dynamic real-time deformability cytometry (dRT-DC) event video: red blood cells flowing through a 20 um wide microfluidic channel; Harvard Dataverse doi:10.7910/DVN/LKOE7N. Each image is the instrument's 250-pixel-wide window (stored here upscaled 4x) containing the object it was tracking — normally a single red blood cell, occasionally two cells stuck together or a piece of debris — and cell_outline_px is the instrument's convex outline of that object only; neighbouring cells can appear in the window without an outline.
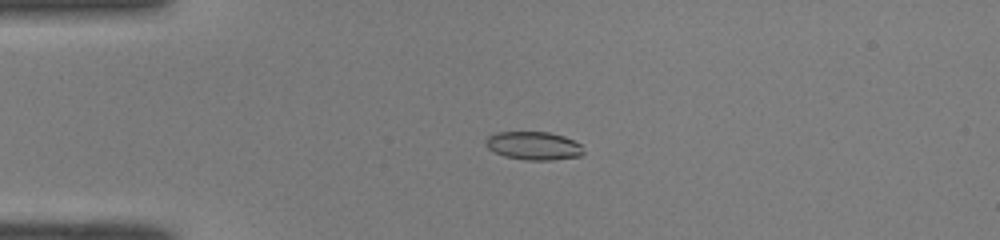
{"species": "common noctule bat (a hibernating species)", "species_latin": "Nyctalus noctula", "temperature_condition": "room temperature", "stored_images_in_passage": 48, "camera_frame_rate_fps": 3000, "um_per_image_px": 0.085, "animal": {"sex": "male", "body_mass_g": 19.0, "forearm_length_mm": 50.8}, "frame": {"image": 1, "passage_image": 10, "time_ms": 3.0, "image_size_px": [1000, 240], "cell_outline_px": [[584, 152], [580, 156], [552, 160], [524, 160], [504, 156], [488, 148], [484, 144], [484, 140], [488, 136], [496, 132], [548, 132], [564, 136], [580, 144]], "centroid_in_image_um": [45.33, 12.39], "position_along_channel_um": 39.7, "area_um2": 16.13}}
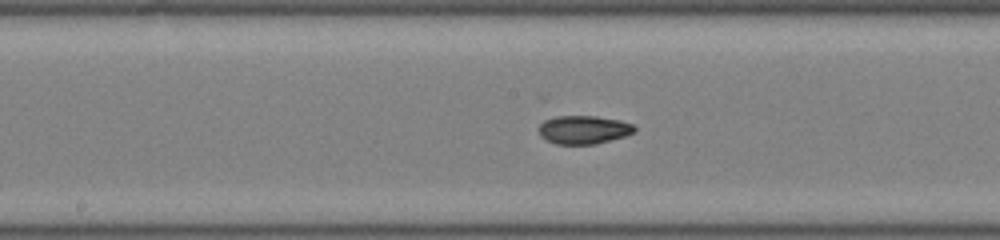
{"frame": {"image": 2, "passage_image": 24, "time_ms": 7.667, "image_size_px": [1000, 240], "cell_outline_px": [[636, 132], [624, 136], [596, 144], [556, 144], [540, 136], [540, 124], [544, 120], [556, 116], [596, 116], [620, 120], [636, 124]], "centroid_in_image_um": [49.66, 11.02], "position_along_channel_um": 198.5, "area_um2": 15.9}}
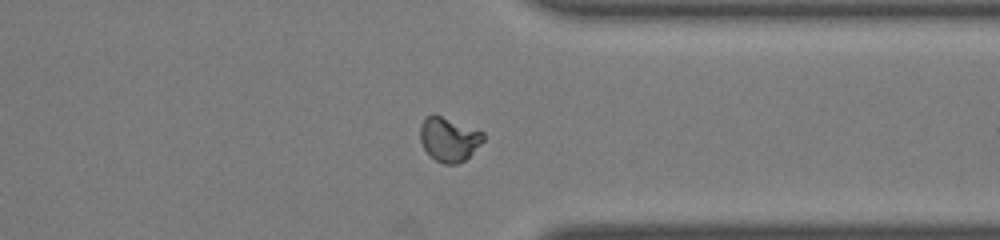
{"frame": {"image": 3, "passage_image": 37, "time_ms": 12.0, "image_size_px": [1000, 240], "cell_outline_px": [[484, 140], [464, 160], [456, 164], [444, 164], [436, 160], [424, 148], [420, 140], [420, 124], [428, 116], [440, 116], [484, 132]], "centroid_in_image_um": [38.16, 11.85], "position_along_channel_um": 373.2, "area_um2": 15.72}, "authors_computed_cell_mechanics": {"area_um2": 16.1262, "velocity_mm_per_s": 4.072, "shape_relaxation_time_tau1_ms": 8.2928, "shape_relaxation_time_tau2_ms": 1.5308, "deformation_change_tau1": 0.2499, "deformation_change_tau2": 0.0665}}